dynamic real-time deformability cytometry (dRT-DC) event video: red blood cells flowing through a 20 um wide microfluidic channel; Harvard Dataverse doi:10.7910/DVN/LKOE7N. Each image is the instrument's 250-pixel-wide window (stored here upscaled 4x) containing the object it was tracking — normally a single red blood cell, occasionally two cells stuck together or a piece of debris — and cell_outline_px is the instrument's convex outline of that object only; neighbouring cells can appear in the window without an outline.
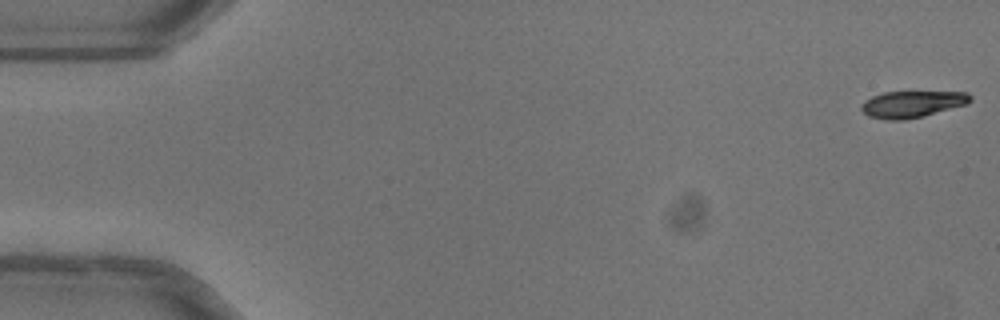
{"species": "common noctule bat (a hibernating species)", "species_latin": "Nyctalus noctula", "temperature_condition": "warm", "stored_images_in_passage": 19, "camera_frame_rate_fps": 3000, "um_per_image_px": 0.085, "animal": {"sex": "female"}, "frame": {"image": 1, "passage_image": 1, "time_ms": 0.0, "image_size_px": [1000, 320], "cell_outline_px": [[972, 100], [968, 104], [904, 120], [888, 120], [868, 116], [860, 108], [864, 100], [872, 96], [884, 92], [968, 92], [972, 96]], "centroid_in_image_um": [77.53, 8.84], "position_along_channel_um": 7.5, "area_um2": 16.76}}
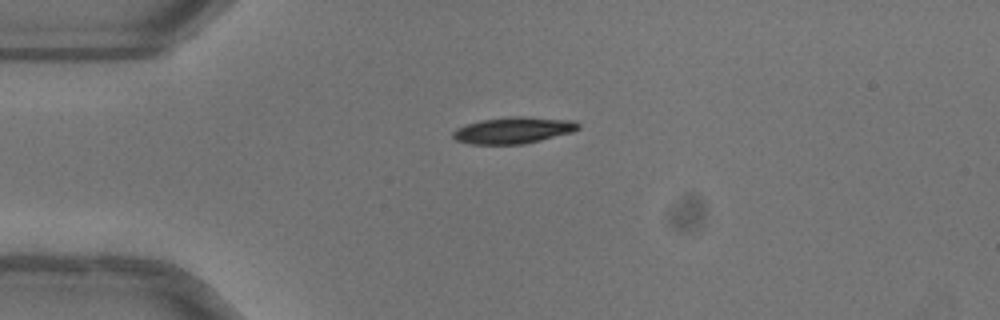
{"frame": {"image": 2, "passage_image": 13, "time_ms": 4.0, "image_size_px": [1000, 320], "cell_outline_px": [[580, 128], [572, 132], [524, 144], [472, 144], [456, 140], [452, 136], [452, 132], [456, 128], [480, 120], [508, 116], [524, 116], [576, 120], [580, 124]], "centroid_in_image_um": [43.66, 11.06], "position_along_channel_um": 41.3, "area_um2": 19.48}}
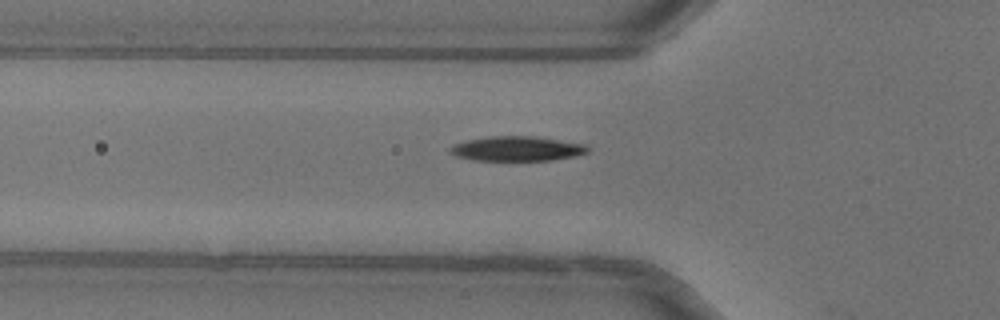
{"frame": {"image": 3, "passage_image": 18, "time_ms": 5.667, "image_size_px": [1000, 320], "cell_outline_px": [[588, 152], [576, 156], [552, 160], [472, 160], [456, 156], [448, 152], [448, 148], [452, 144], [468, 140], [488, 136], [536, 136], [584, 144], [588, 148]], "centroid_in_image_um": [43.9, 12.63], "position_along_channel_um": 81.9, "area_um2": 19.88}}